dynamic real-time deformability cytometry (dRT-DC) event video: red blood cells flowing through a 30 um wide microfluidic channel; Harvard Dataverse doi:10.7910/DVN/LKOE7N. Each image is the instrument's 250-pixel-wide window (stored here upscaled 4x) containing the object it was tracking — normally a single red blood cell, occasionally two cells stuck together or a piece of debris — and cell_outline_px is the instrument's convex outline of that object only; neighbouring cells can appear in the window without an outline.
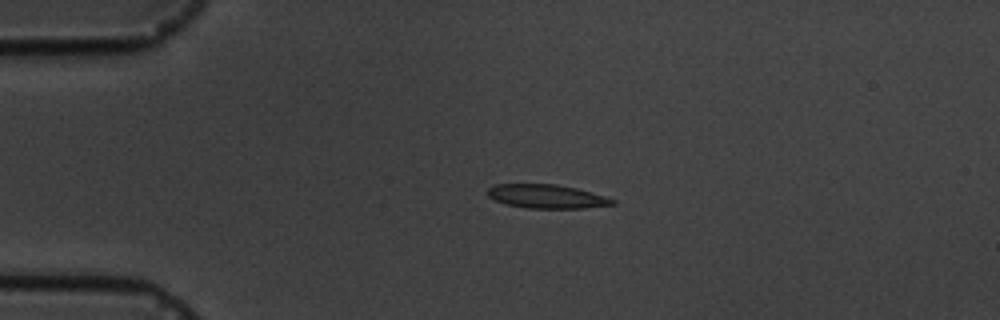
{"species": "common noctule bat (a hibernating species)", "species_latin": "Nyctalus noctula", "temperature_condition": "cold", "stored_images_in_passage": 6, "segment_of_instrument_passage": [1, 2], "camera_frame_rate_fps": 3000, "um_per_image_px": 0.085, "animal": {"sex": "male", "body_mass_g": 19.5, "forearm_length_mm": 54.6}, "frame": {"image": 1, "passage_image": 4, "time_ms": 3.333, "image_size_px": [1000, 320], "cell_outline_px": [[616, 204], [584, 208], [528, 208], [508, 204], [496, 200], [488, 196], [488, 188], [496, 184], [556, 184], [576, 188], [604, 196], [616, 200]], "centroid_in_image_um": [46.49, 16.69], "position_along_channel_um": 38.5, "area_um2": 17.11}}